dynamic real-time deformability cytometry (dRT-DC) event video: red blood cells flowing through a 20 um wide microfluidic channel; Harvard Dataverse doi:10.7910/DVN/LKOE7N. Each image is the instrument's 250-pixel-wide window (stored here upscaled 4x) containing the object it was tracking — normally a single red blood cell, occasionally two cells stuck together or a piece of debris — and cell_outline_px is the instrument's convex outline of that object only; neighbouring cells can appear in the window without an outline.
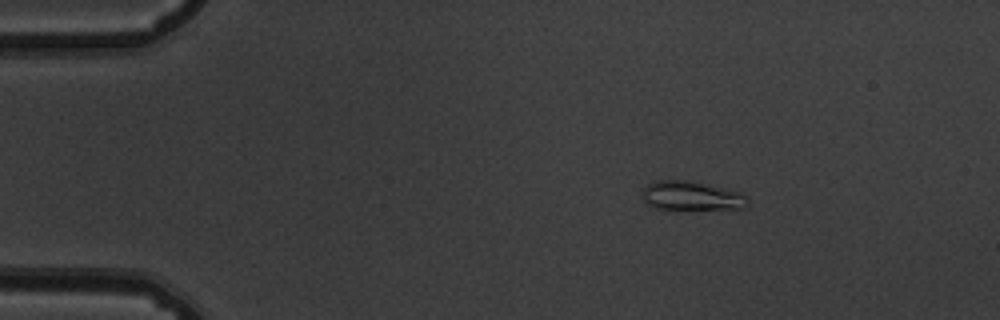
{"species": "common noctule bat (a hibernating species)", "species_latin": "Nyctalus noctula", "temperature_condition": "warm", "stored_images_in_passage": 50, "camera_frame_rate_fps": 3000, "um_per_image_px": 0.085, "animal": {"sex": "male", "body_mass_g": 19.5, "forearm_length_mm": 54.6}, "frame": {"image": 1, "passage_image": 6, "time_ms": 1.667, "image_size_px": [1000, 320], "cell_outline_px": [[748, 204], [744, 208], [680, 212], [652, 208], [644, 200], [644, 188], [648, 184], [656, 180], [688, 180], [740, 192], [748, 200]], "centroid_in_image_um": [58.76, 16.71], "position_along_channel_um": 26.2, "area_um2": 18.61}}
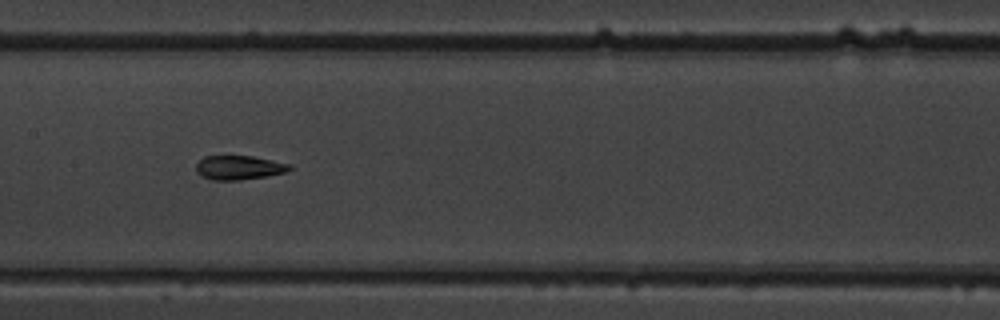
{"frame": {"image": 2, "passage_image": 24, "time_ms": 7.667, "image_size_px": [1000, 320], "cell_outline_px": [[292, 168], [284, 172], [268, 176], [240, 180], [212, 180], [204, 176], [196, 168], [196, 164], [204, 156], [252, 156], [292, 164]], "centroid_in_image_um": [20.35, 14.24], "position_along_channel_um": 187.0, "area_um2": 13.01}}
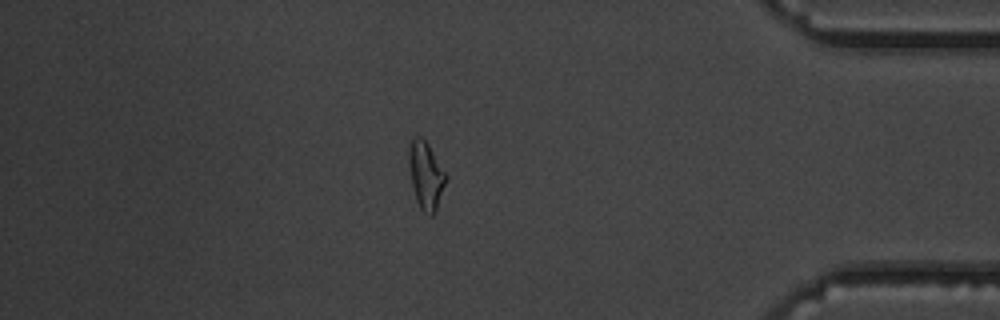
{"frame": {"image": 3, "passage_image": 43, "time_ms": 14.0, "image_size_px": [1000, 320], "cell_outline_px": [[448, 176], [436, 212], [432, 216], [428, 216], [420, 208], [416, 200], [412, 184], [408, 164], [408, 148], [412, 140], [416, 136], [420, 136], [428, 144]], "centroid_in_image_um": [36.21, 14.93], "position_along_channel_um": 399.0, "area_um2": 14.68}, "authors_computed_cell_mechanics": {"area_um2": 14.1321, "velocity_mm_per_s": 3.8621, "shape_relaxation_time_tau1_ms": 4.4478, "shape_relaxation_time_tau2_ms": 1.4659, "deformation_change_tau1": 0.1685, "deformation_change_tau2": 0.0837}}